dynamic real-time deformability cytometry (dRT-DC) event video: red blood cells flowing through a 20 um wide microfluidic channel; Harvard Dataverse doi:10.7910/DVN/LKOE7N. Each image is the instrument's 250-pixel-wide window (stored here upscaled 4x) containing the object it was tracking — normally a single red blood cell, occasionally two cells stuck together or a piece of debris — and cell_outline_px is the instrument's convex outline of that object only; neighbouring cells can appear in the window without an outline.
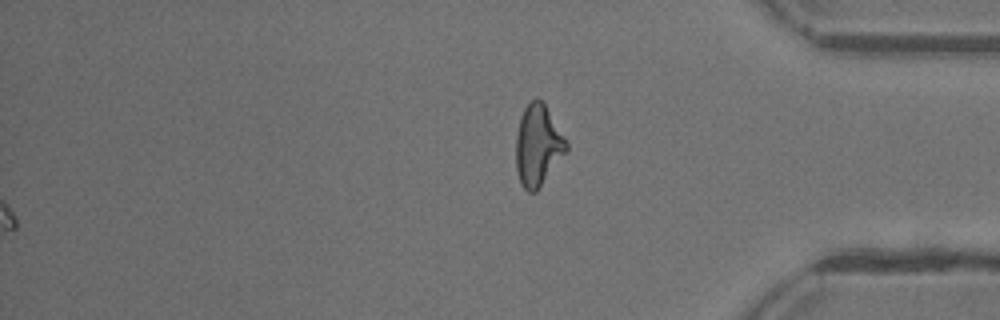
{"species": "common noctule bat (a hibernating species)", "species_latin": "Nyctalus noctula", "temperature_condition": "warm", "stored_images_in_passage": 35, "segment_of_instrument_passage": [2, 2], "camera_frame_rate_fps": 3000, "um_per_image_px": 0.085, "animal": {"sex": "female"}, "frame": {"image": 1, "passage_image": 35, "time_ms": 11.333, "image_size_px": [1000, 320], "cell_outline_px": [[568, 152], [536, 192], [528, 192], [520, 184], [516, 168], [516, 136], [520, 116], [524, 108], [536, 96], [544, 104], [568, 144]], "centroid_in_image_um": [45.72, 12.4], "position_along_channel_um": 389.5, "area_um2": 23.81}}